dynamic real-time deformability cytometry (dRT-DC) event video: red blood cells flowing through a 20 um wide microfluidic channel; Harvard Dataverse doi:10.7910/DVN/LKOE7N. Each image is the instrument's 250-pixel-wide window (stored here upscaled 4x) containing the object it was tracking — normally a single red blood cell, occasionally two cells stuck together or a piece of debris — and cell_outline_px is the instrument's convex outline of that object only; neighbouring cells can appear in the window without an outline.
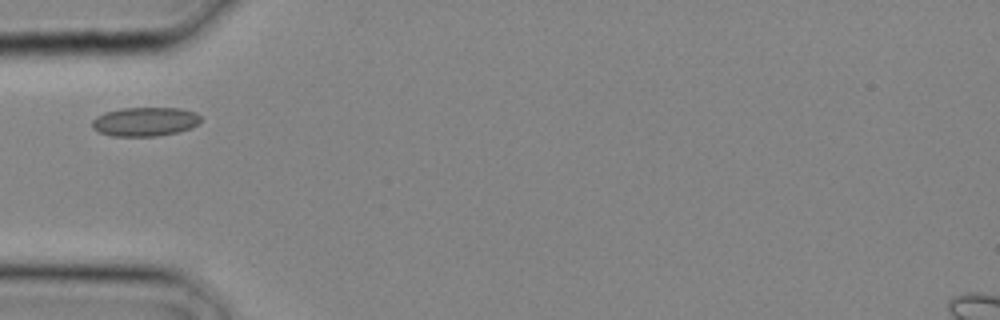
{"species": "common noctule bat (a hibernating species)", "species_latin": "Nyctalus noctula", "temperature_condition": "cold", "stored_images_in_passage": 2, "camera_frame_rate_fps": 3000, "um_per_image_px": 0.085, "animal": {"sex": "male", "body_mass_g": 20.4}, "frame": {"image": 1, "passage_image": 2, "time_ms": 0.333, "image_size_px": [1000, 320], "cell_outline_px": [[200, 120], [192, 128], [176, 132], [156, 136], [112, 136], [100, 132], [92, 128], [92, 120], [96, 116], [104, 112], [120, 108], [180, 108], [196, 112], [200, 116]], "centroid_in_image_um": [12.3, 10.33], "position_along_channel_um": 72.7, "area_um2": 18.38}}